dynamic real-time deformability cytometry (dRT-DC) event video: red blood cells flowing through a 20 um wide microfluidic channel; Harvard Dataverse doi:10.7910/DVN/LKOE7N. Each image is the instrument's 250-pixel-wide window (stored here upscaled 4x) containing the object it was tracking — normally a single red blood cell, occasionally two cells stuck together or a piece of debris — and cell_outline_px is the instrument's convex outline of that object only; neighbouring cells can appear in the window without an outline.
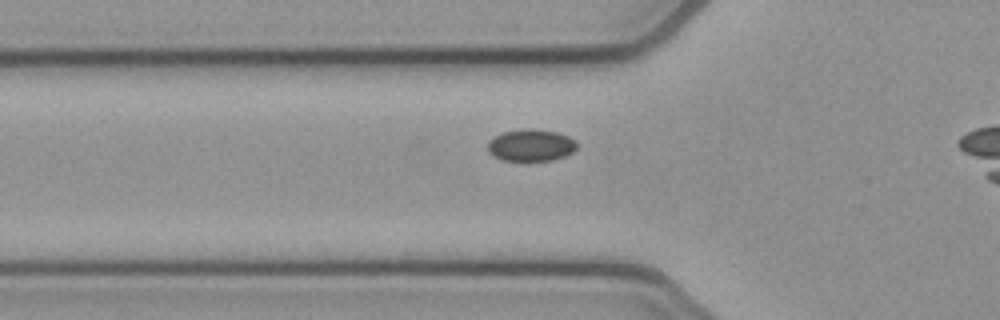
{"species": "common noctule bat (a hibernating species)", "species_latin": "Nyctalus noctula", "temperature_condition": "cold", "stored_images_in_passage": 37, "camera_frame_rate_fps": 3000, "um_per_image_px": 0.085, "animal": {"sex": "female", "body_mass_g": 21.9}, "frame": {"image": 1, "passage_image": 12, "time_ms": 3.667, "image_size_px": [1000, 320], "cell_outline_px": [[576, 148], [572, 152], [564, 156], [552, 160], [500, 160], [488, 152], [488, 140], [504, 132], [524, 128], [532, 128], [556, 132], [568, 136], [576, 140]], "centroid_in_image_um": [45.12, 12.33], "position_along_channel_um": 80.7, "area_um2": 16.53}}
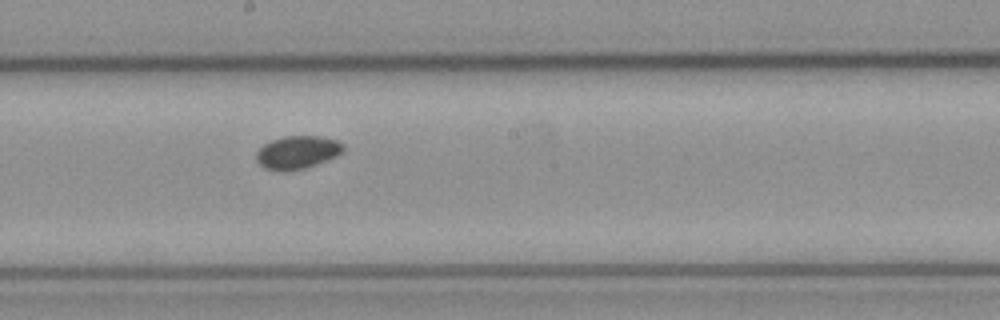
{"frame": {"image": 2, "passage_image": 23, "time_ms": 7.333, "image_size_px": [1000, 320], "cell_outline_px": [[344, 152], [336, 156], [316, 164], [304, 168], [288, 172], [280, 172], [264, 168], [256, 160], [256, 152], [264, 144], [272, 140], [284, 136], [320, 136], [336, 140], [344, 144]], "centroid_in_image_um": [25.27, 12.96], "position_along_channel_um": 222.9, "area_um2": 16.88}}
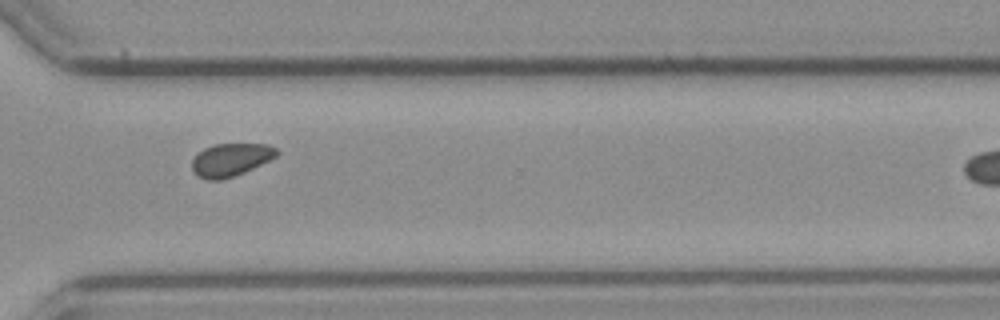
{"frame": {"image": 3, "passage_image": 33, "time_ms": 10.667, "image_size_px": [1000, 320], "cell_outline_px": [[280, 152], [276, 156], [236, 176], [220, 180], [208, 180], [196, 176], [192, 172], [192, 160], [204, 148], [216, 144], [268, 144], [276, 148]], "centroid_in_image_um": [19.59, 13.59], "position_along_channel_um": 351.0, "area_um2": 16.18}}